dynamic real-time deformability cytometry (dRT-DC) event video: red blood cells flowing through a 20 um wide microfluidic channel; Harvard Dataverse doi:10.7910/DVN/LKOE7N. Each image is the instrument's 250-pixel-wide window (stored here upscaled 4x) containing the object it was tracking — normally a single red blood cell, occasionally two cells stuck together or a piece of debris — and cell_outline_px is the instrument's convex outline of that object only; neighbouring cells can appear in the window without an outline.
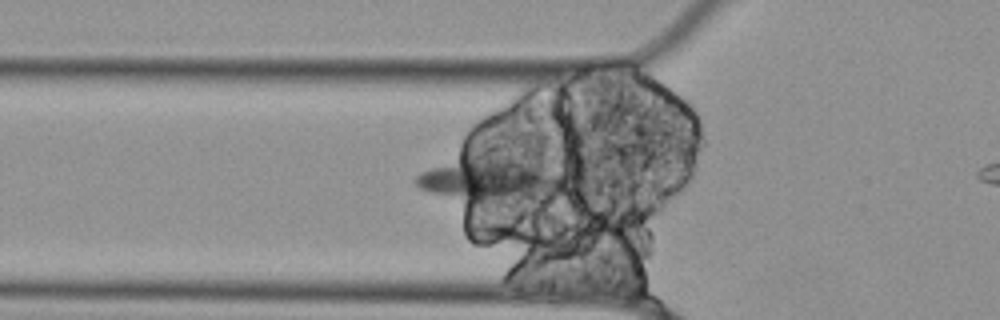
{"species": "Egyptian fruit bat (a non-hibernating species)", "species_latin": "Rousettus aegyptiacus", "temperature_condition": "cold", "stored_images_in_passage": 36, "segment_of_instrument_passage": [1, 2], "camera_frame_rate_fps": 3000, "um_per_image_px": 0.085, "animal": {"sex": "female"}, "frame": {"image": 1, "passage_image": 9, "time_ms": 2.667, "image_size_px": [1000, 320], "cell_outline_px": [[556, 184], [532, 200], [472, 204], [428, 192], [420, 188], [412, 180], [420, 172], [460, 152], [556, 168]], "centroid_in_image_um": [41.3, 15.25], "position_along_channel_um": 84.5, "area_um2": 37.45}}